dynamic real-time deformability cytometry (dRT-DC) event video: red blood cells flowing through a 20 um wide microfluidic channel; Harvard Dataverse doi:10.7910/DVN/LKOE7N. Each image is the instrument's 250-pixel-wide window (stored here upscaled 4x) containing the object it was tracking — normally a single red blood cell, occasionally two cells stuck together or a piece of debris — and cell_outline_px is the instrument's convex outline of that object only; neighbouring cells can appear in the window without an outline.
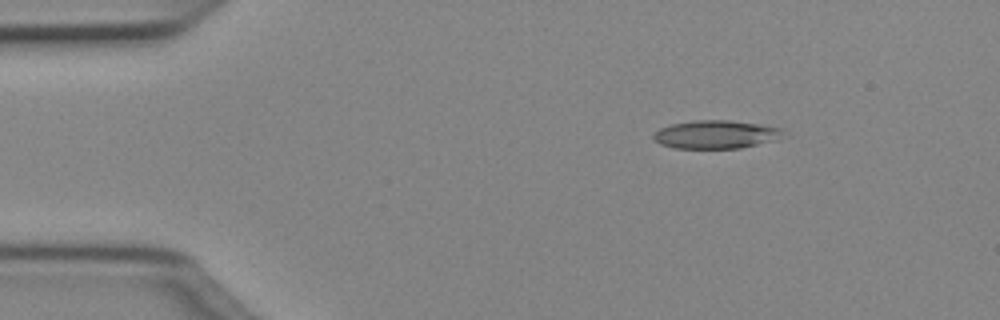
{"species": "Egyptian fruit bat (a non-hibernating species)", "species_latin": "Rousettus aegyptiacus", "temperature_condition": "cold", "stored_images_in_passage": 43, "camera_frame_rate_fps": 3000, "um_per_image_px": 0.085, "animal": {"sex": "female"}, "frame": {"image": 1, "passage_image": 1, "time_ms": 0.0, "image_size_px": [1000, 320], "cell_outline_px": [[784, 128], [768, 140], [756, 144], [740, 148], [676, 148], [660, 144], [652, 140], [652, 136], [660, 128], [672, 124], [696, 120], [728, 120], [760, 124]], "centroid_in_image_um": [60.7, 11.42], "position_along_channel_um": 24.3, "area_um2": 20.69}}
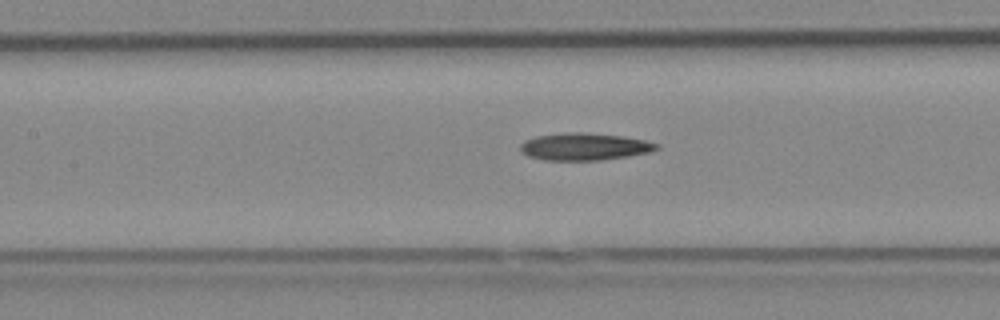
{"frame": {"image": 2, "passage_image": 16, "time_ms": 5.0, "image_size_px": [1000, 320], "cell_outline_px": [[660, 148], [652, 152], [628, 156], [600, 160], [544, 160], [528, 156], [520, 152], [520, 144], [524, 140], [536, 136], [564, 132], [584, 132], [624, 136], [644, 140], [660, 144]], "centroid_in_image_um": [49.68, 12.46], "position_along_channel_um": 157.7, "area_um2": 21.91}}
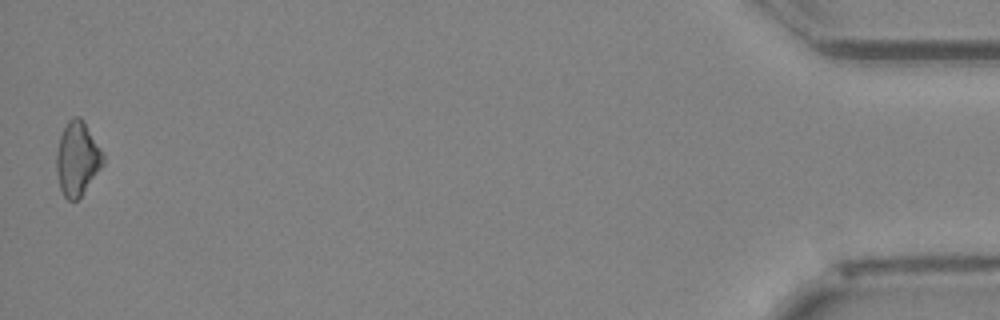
{"frame": {"image": 3, "passage_image": 43, "time_ms": 14.0, "image_size_px": [1000, 320], "cell_outline_px": [[104, 164], [80, 196], [76, 200], [68, 200], [64, 196], [60, 188], [56, 172], [56, 152], [60, 136], [68, 120], [72, 116], [80, 116], [84, 120], [100, 148], [104, 156]], "centroid_in_image_um": [6.56, 13.46], "position_along_channel_um": 428.6, "area_um2": 20.0}}